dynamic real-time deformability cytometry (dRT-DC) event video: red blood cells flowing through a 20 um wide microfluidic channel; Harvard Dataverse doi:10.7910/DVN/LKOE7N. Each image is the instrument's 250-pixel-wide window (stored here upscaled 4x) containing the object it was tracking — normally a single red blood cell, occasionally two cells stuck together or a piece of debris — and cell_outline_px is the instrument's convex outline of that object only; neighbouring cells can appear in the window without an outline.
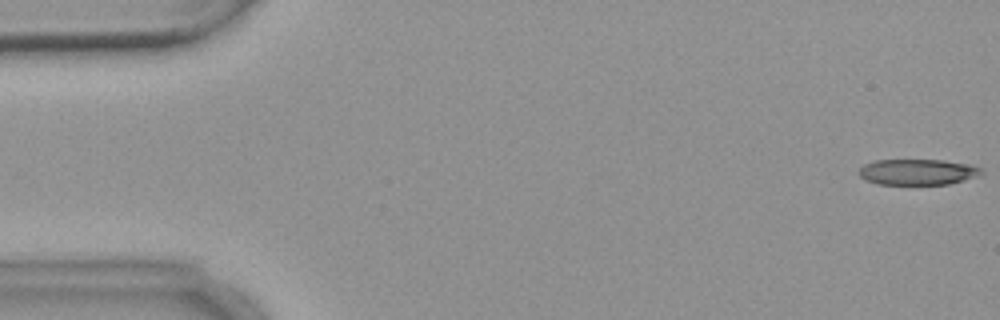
{"species": "common noctule bat (a hibernating species)", "species_latin": "Nyctalus noctula", "temperature_condition": "warm", "stored_images_in_passage": 5, "camera_frame_rate_fps": 3000, "um_per_image_px": 0.085, "animal": {"sex": "female", "body_mass_g": 18.4}, "frame": {"image": 1, "passage_image": 1, "time_ms": 0.0, "image_size_px": [1000, 320], "cell_outline_px": [[984, 172], [976, 176], [964, 180], [948, 184], [880, 184], [864, 180], [856, 172], [864, 164], [872, 160], [944, 160], [968, 164], [980, 168]], "centroid_in_image_um": [77.94, 14.61], "position_along_channel_um": 7.1, "area_um2": 18.44}}